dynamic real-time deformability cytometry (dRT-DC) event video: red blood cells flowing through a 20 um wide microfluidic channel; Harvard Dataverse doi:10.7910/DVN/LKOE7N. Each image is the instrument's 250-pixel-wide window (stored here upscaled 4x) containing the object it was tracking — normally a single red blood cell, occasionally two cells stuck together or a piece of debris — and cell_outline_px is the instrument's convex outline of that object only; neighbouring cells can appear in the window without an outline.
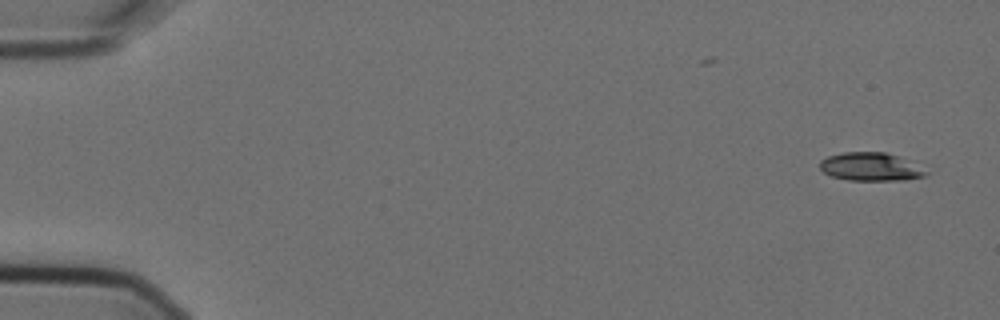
{"species": "Egyptian fruit bat (a non-hibernating species)", "species_latin": "Rousettus aegyptiacus", "temperature_condition": "cold", "stored_images_in_passage": 3, "camera_frame_rate_fps": 3000, "um_per_image_px": 0.085, "animal": {"sex": "female"}, "frame": {"image": 1, "passage_image": 1, "time_ms": 0.0, "image_size_px": [1000, 320], "cell_outline_px": [[928, 172], [924, 176], [904, 180], [848, 180], [832, 176], [824, 172], [820, 168], [820, 160], [828, 156], [844, 152], [884, 152], [900, 156]], "centroid_in_image_um": [73.97, 14.17], "position_along_channel_um": 11.0, "area_um2": 17.28}}